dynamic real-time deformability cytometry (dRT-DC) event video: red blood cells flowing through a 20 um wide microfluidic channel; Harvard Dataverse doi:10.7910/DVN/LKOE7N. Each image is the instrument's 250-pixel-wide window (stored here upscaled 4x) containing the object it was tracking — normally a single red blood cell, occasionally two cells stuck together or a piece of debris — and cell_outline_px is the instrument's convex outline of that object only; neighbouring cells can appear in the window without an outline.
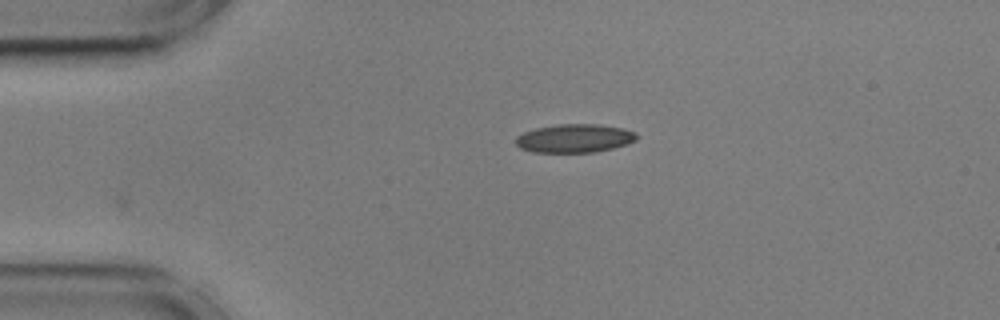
{"species": "common noctule bat (a hibernating species)", "species_latin": "Nyctalus noctula", "temperature_condition": "cold", "stored_images_in_passage": 32, "camera_frame_rate_fps": 3000, "um_per_image_px": 0.085, "animal": {"sex": "male", "body_mass_g": 17.9, "forearm_length_mm": 54.2}, "frame": {"image": 1, "passage_image": 1, "time_ms": 0.0, "image_size_px": [1000, 320], "cell_outline_px": [[640, 136], [636, 140], [628, 144], [596, 152], [532, 152], [520, 148], [516, 144], [516, 136], [524, 132], [536, 128], [556, 124], [600, 124], [624, 128], [636, 132]], "centroid_in_image_um": [48.87, 11.75], "position_along_channel_um": 36.1, "area_um2": 20.29}}
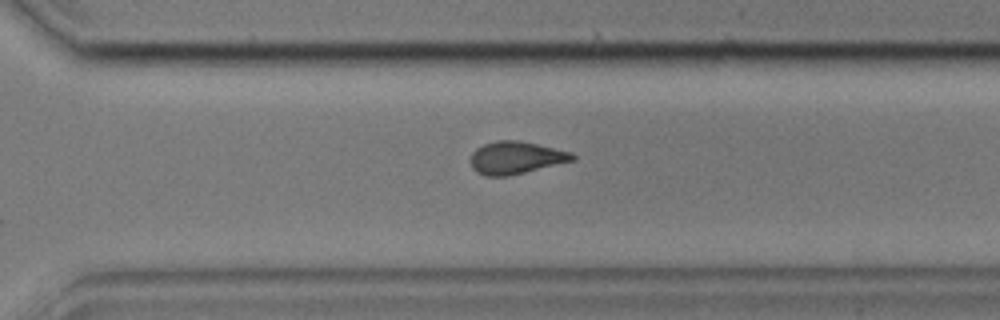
{"frame": {"image": 2, "passage_image": 28, "time_ms": 9.0, "image_size_px": [1000, 320], "cell_outline_px": [[576, 160], [508, 176], [484, 176], [476, 172], [472, 168], [468, 160], [472, 152], [476, 148], [484, 144], [496, 140], [516, 140], [536, 144], [572, 152], [576, 156]], "centroid_in_image_um": [43.81, 13.41], "position_along_channel_um": 326.8, "area_um2": 19.48}}
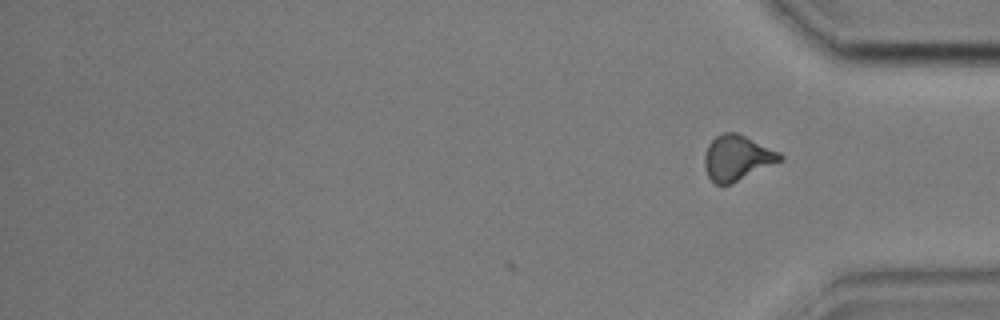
{"frame": {"image": 3, "passage_image": 32, "time_ms": 10.333, "image_size_px": [1000, 320], "cell_outline_px": [[784, 160], [732, 184], [716, 184], [708, 176], [704, 168], [704, 156], [708, 144], [716, 136], [724, 132], [736, 132], [780, 152], [784, 156]], "centroid_in_image_um": [62.67, 13.43], "position_along_channel_um": 372.5, "area_um2": 20.06}, "authors_computed_cell_mechanics": {"area_um2": 19.6809, "velocity_mm_per_s": 3.6032, "shape_relaxation_time_tau1_ms": null, "shape_relaxation_time_tau2_ms": 2.3905, "deformation_change_tau1": null, "deformation_change_tau2": 0.091}}